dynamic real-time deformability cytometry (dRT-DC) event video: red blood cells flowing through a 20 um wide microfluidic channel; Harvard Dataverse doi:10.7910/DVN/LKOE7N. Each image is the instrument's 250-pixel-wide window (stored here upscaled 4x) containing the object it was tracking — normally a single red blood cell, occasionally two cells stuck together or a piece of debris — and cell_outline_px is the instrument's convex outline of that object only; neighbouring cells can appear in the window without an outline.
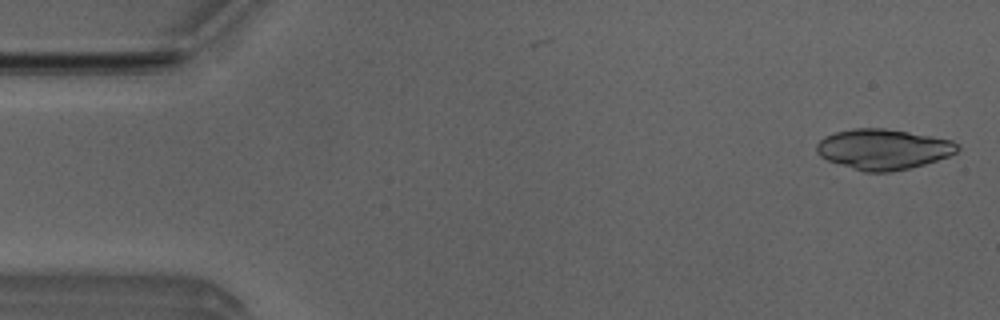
{"species": "Egyptian fruit bat (a non-hibernating species)", "species_latin": "Rousettus aegyptiacus", "temperature_condition": "room temperature", "stored_images_in_passage": 49, "segment_of_instrument_passage": [1, 2], "camera_frame_rate_fps": 3000, "um_per_image_px": 0.085, "animal": {"sex": "male"}, "frame": {"image": 1, "passage_image": 1, "time_ms": 0.0, "image_size_px": [1000, 320], "cell_outline_px": [[960, 148], [956, 152], [948, 156], [924, 164], [892, 172], [864, 172], [828, 160], [820, 156], [816, 152], [816, 144], [824, 136], [836, 132], [852, 128], [884, 128], [932, 136], [952, 140], [960, 144]], "centroid_in_image_um": [75.07, 12.68], "position_along_channel_um": 9.9, "area_um2": 33.12}}